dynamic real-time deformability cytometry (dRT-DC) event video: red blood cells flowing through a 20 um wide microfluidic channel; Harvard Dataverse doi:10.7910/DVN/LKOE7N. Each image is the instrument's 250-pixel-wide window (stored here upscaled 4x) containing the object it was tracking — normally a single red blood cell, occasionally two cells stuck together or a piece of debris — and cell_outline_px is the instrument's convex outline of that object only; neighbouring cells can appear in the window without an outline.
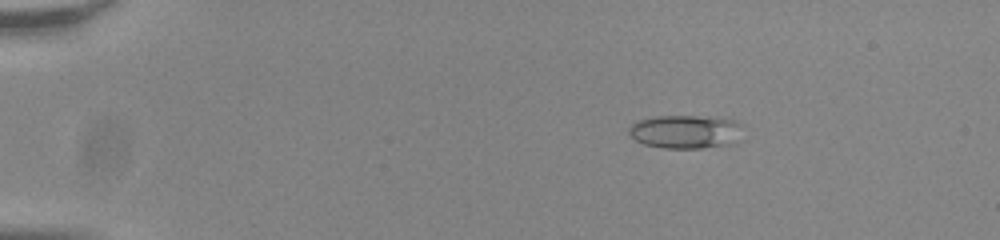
{"species": "common noctule bat (a hibernating species)", "species_latin": "Nyctalus noctula", "temperature_condition": "room temperature", "stored_images_in_passage": 55, "camera_frame_rate_fps": 3000, "um_per_image_px": 0.085, "animal": {"sex": "male", "body_mass_g": 20.0, "forearm_length_mm": 53.3}, "frame": {"image": 1, "passage_image": 10, "time_ms": 3.0, "image_size_px": [1000, 240], "cell_outline_px": [[740, 140], [732, 144], [700, 148], [664, 148], [644, 144], [636, 140], [628, 132], [628, 128], [636, 120], [656, 116], [716, 116], [736, 120], [740, 124]], "centroid_in_image_um": [58.29, 11.18], "position_along_channel_um": 26.7, "area_um2": 22.54}}
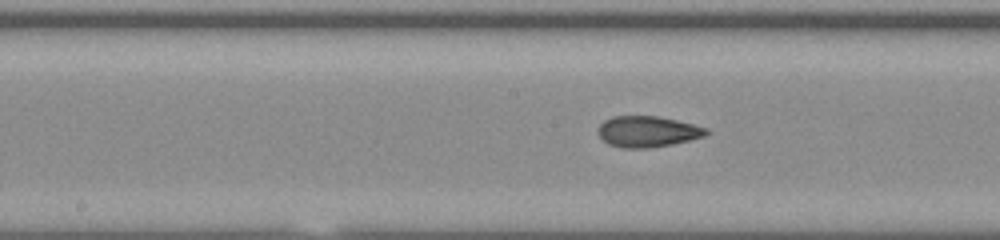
{"frame": {"image": 2, "passage_image": 30, "time_ms": 9.667, "image_size_px": [1000, 240], "cell_outline_px": [[708, 132], [704, 136], [672, 144], [648, 148], [624, 148], [608, 144], [596, 132], [600, 124], [604, 120], [612, 116], [660, 116], [708, 128]], "centroid_in_image_um": [55.01, 11.17], "position_along_channel_um": 193.2, "area_um2": 19.48}}
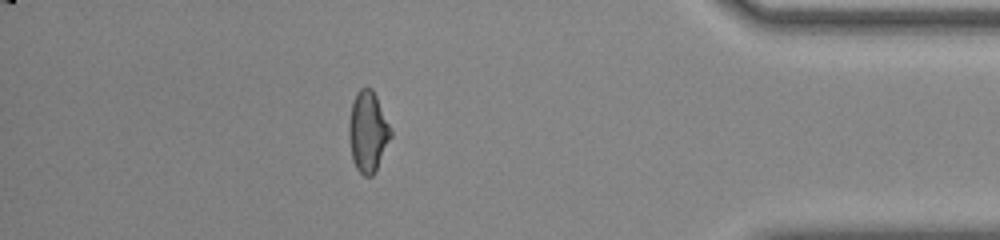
{"frame": {"image": 3, "passage_image": 49, "time_ms": 16.0, "image_size_px": [1000, 240], "cell_outline_px": [[392, 136], [376, 172], [372, 176], [364, 176], [356, 168], [352, 160], [348, 136], [348, 124], [352, 104], [356, 92], [360, 88], [372, 88], [392, 128]], "centroid_in_image_um": [31.28, 11.21], "position_along_channel_um": 403.9, "area_um2": 20.0}, "authors_computed_cell_mechanics": {"area_um2": 19.8254, "velocity_mm_per_s": 3.8438, "shape_relaxation_time_tau1_ms": null, "shape_relaxation_time_tau2_ms": 1.9286, "deformation_change_tau1": null, "deformation_change_tau2": 0.0724}}